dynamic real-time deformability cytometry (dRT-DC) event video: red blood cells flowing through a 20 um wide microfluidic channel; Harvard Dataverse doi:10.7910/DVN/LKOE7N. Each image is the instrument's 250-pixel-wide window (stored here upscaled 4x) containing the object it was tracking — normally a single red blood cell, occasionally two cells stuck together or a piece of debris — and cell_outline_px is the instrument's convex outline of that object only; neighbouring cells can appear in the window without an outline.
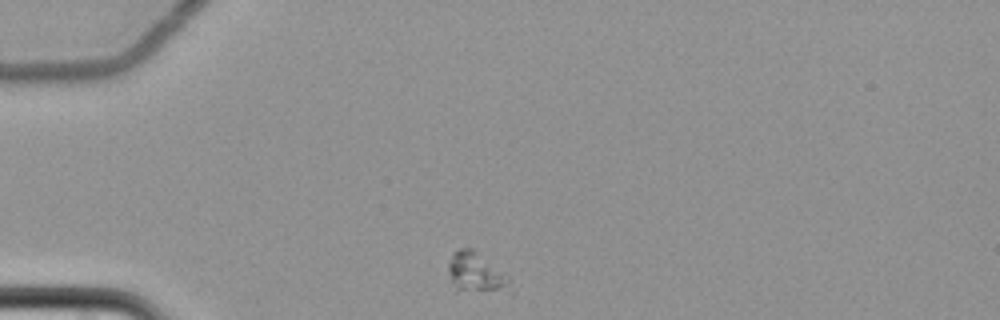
{"species": "common noctule bat (a hibernating species)", "species_latin": "Nyctalus noctula", "temperature_condition": "cold", "stored_images_in_passage": 46, "camera_frame_rate_fps": 3000, "um_per_image_px": 0.085, "animal": {"sex": "female", "body_mass_g": 22.7, "forearm_length_mm": 54.2}, "frame": {"image": 1, "passage_image": 1, "time_ms": 0.0, "image_size_px": [1000, 320], "cell_outline_px": [[516, 292], [456, 292], [448, 272], [448, 264], [452, 252], [460, 248], [472, 248], [508, 280]], "centroid_in_image_um": [40.41, 23.26], "position_along_channel_um": 44.6, "area_um2": 14.28}}
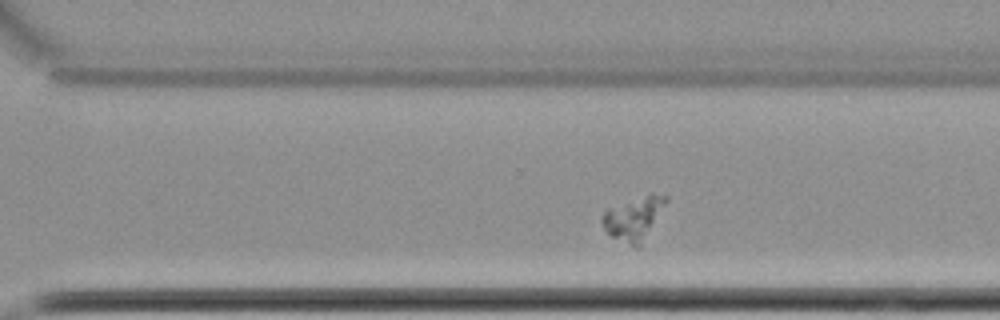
{"frame": {"image": 2, "passage_image": 28, "time_ms": 9.0, "image_size_px": [1000, 320], "cell_outline_px": [[668, 200], [640, 248], [636, 248], [612, 236], [600, 224], [600, 220], [604, 212], [608, 208], [648, 192], [652, 192], [668, 196]], "centroid_in_image_um": [53.89, 18.53], "position_along_channel_um": 316.7, "area_um2": 16.3}}
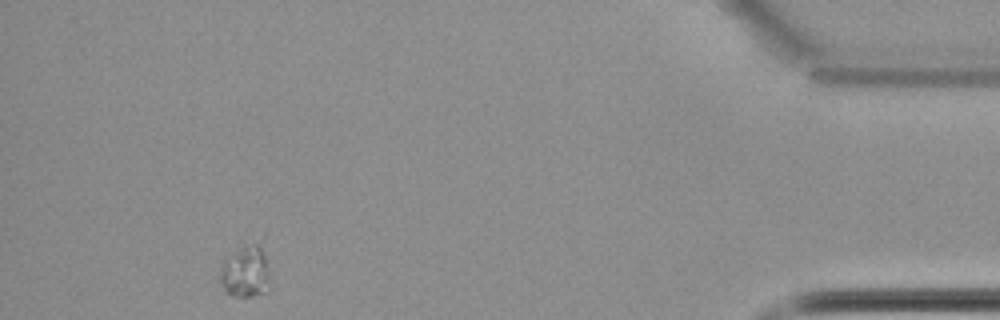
{"frame": {"image": 3, "passage_image": 42, "time_ms": 13.667, "image_size_px": [1000, 320], "cell_outline_px": [[264, 280], [260, 292], [252, 296], [236, 296], [228, 292], [224, 288], [220, 280], [220, 272], [224, 260], [244, 244], [260, 244], [264, 256]], "centroid_in_image_um": [20.73, 23.04], "position_along_channel_um": 414.5, "area_um2": 13.53}}